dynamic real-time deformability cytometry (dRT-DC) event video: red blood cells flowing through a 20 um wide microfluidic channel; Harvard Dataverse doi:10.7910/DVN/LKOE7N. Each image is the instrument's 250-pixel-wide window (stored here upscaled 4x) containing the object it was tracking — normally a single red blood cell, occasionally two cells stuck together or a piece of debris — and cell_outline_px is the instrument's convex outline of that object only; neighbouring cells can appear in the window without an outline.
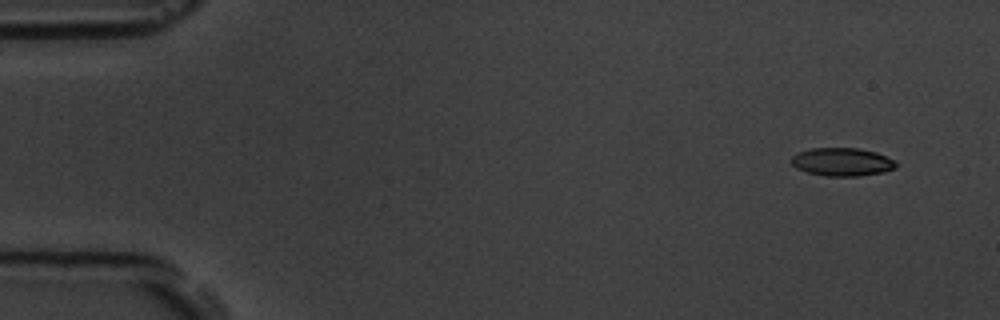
{"species": "common noctule bat (a hibernating species)", "species_latin": "Nyctalus noctula", "temperature_condition": "room temperature", "stored_images_in_passage": 4, "camera_frame_rate_fps": 3000, "um_per_image_px": 0.085, "animal": {"sex": "male", "body_mass_g": 19.5, "forearm_length_mm": 54.6}, "frame": {"image": 1, "passage_image": 1, "time_ms": 0.0, "image_size_px": [1000, 320], "cell_outline_px": [[896, 168], [884, 172], [860, 176], [824, 176], [808, 172], [796, 168], [788, 160], [792, 156], [800, 152], [812, 148], [860, 148], [876, 152], [896, 160]], "centroid_in_image_um": [71.59, 13.76], "position_along_channel_um": 13.4, "area_um2": 17.34}}
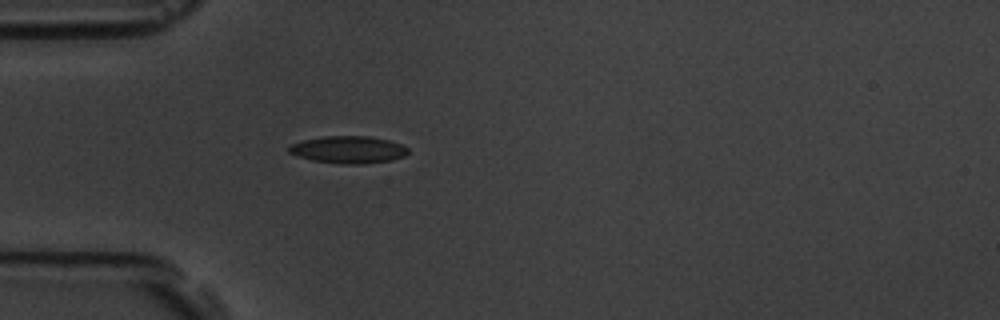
{"frame": {"image": 2, "passage_image": 4, "time_ms": 4.333, "image_size_px": [1000, 320], "cell_outline_px": [[408, 152], [404, 156], [392, 160], [364, 164], [340, 164], [312, 160], [296, 156], [288, 152], [288, 144], [300, 140], [324, 136], [368, 136], [388, 140], [400, 144], [408, 148]], "centroid_in_image_um": [29.55, 12.72], "position_along_channel_um": 55.5, "area_um2": 19.13}}